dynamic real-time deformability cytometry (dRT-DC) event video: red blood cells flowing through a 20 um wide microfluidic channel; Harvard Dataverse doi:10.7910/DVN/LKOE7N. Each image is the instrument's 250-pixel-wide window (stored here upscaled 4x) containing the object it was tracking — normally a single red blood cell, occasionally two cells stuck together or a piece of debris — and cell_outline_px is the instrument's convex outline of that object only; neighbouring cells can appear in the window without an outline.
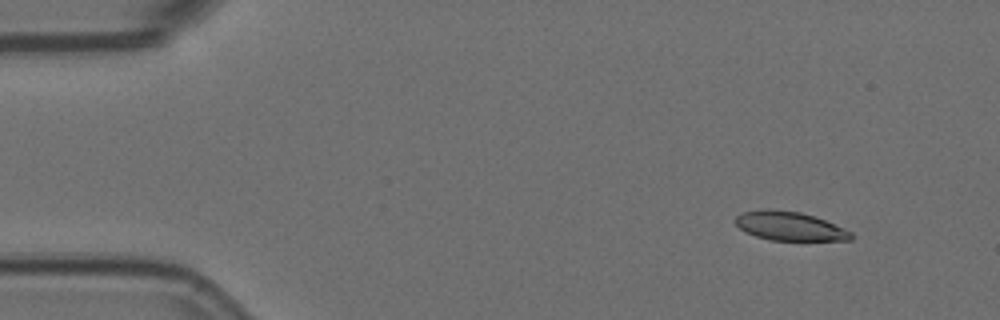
{"species": "Egyptian fruit bat (a non-hibernating species)", "species_latin": "Rousettus aegyptiacus", "temperature_condition": "room temperature", "stored_images_in_passage": 3, "camera_frame_rate_fps": 3000, "um_per_image_px": 0.085, "animal": {"sex": "female"}, "frame": {"image": 1, "passage_image": 1, "time_ms": 0.0, "image_size_px": [1000, 320], "cell_outline_px": [[852, 240], [772, 240], [756, 236], [744, 232], [732, 220], [740, 212], [760, 208], [772, 208], [800, 212], [816, 216], [852, 232]], "centroid_in_image_um": [67.05, 19.19], "position_along_channel_um": 18.0, "area_um2": 19.77}}